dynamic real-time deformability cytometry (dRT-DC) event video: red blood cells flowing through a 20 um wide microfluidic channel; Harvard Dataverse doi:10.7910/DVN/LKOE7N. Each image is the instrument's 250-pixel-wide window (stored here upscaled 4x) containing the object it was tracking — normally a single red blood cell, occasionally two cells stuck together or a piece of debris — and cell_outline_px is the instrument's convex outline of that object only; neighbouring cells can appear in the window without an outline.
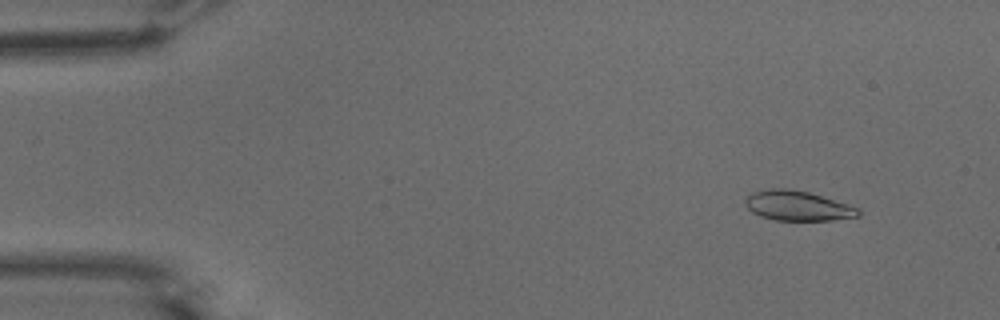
{"species": "common noctule bat (a hibernating species)", "species_latin": "Nyctalus noctula", "temperature_condition": "warm", "stored_images_in_passage": 55, "camera_frame_rate_fps": 3000, "um_per_image_px": 0.085, "animal": {"sex": "male", "body_mass_g": 15.6}, "frame": {"image": 1, "passage_image": 6, "time_ms": 1.667, "image_size_px": [1000, 320], "cell_outline_px": [[860, 216], [832, 220], [776, 220], [760, 216], [752, 212], [744, 204], [744, 200], [752, 192], [768, 188], [788, 188], [808, 192], [848, 204], [856, 208], [860, 212]], "centroid_in_image_um": [67.75, 17.48], "position_along_channel_um": 17.2, "area_um2": 19.59}}
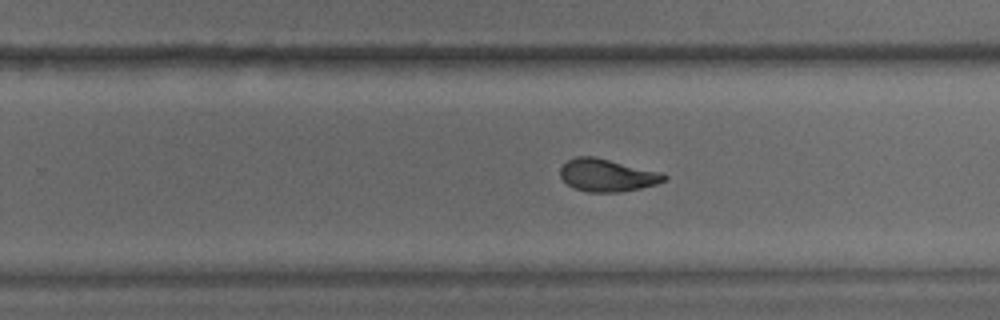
{"frame": {"image": 2, "passage_image": 35, "time_ms": 11.333, "image_size_px": [1000, 320], "cell_outline_px": [[668, 176], [664, 180], [656, 184], [640, 188], [620, 192], [588, 192], [576, 188], [568, 184], [560, 176], [560, 168], [568, 160], [576, 156], [592, 156], [664, 172]], "centroid_in_image_um": [51.63, 14.89], "position_along_channel_um": 278.2, "area_um2": 19.65}}
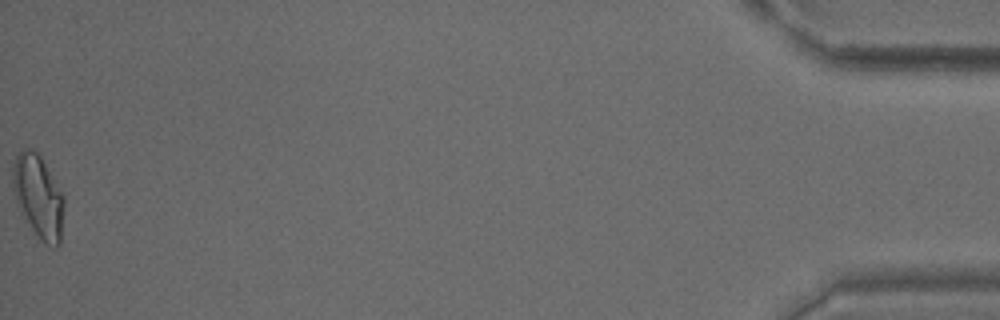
{"frame": {"image": 3, "passage_image": 55, "time_ms": 18.0, "image_size_px": [1000, 320], "cell_outline_px": [[64, 204], [60, 244], [56, 248], [52, 248], [44, 244], [40, 240], [20, 212], [16, 200], [12, 184], [12, 168], [16, 156], [24, 148], [32, 148], [40, 156], [64, 196]], "centroid_in_image_um": [3.26, 16.73], "position_along_channel_um": 431.9, "area_um2": 24.8}, "authors_computed_cell_mechanics": {"area_um2": 20.23, "velocity_mm_per_s": 3.754, "shape_relaxation_time_tau1_ms": 8.7106, "shape_relaxation_time_tau2_ms": 1.9195, "deformation_change_tau1": 0.2396, "deformation_change_tau2": 0.0788}}